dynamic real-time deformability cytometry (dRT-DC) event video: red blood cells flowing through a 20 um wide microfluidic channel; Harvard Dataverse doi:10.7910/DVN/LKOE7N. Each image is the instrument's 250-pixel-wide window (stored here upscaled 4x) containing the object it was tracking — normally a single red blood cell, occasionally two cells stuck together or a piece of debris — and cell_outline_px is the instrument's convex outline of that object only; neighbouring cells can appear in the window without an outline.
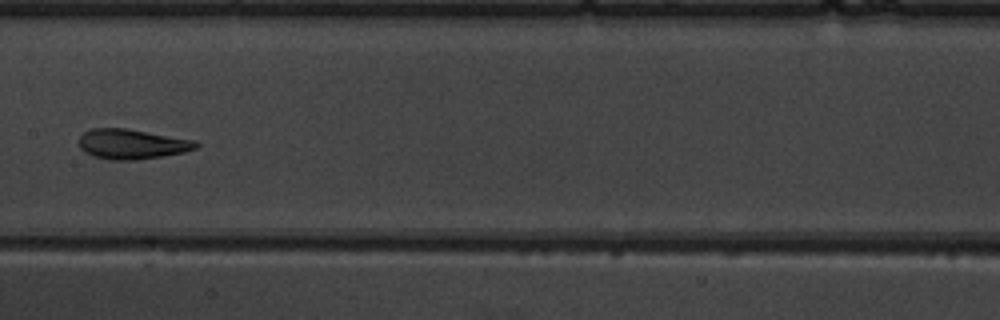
{"species": "common noctule bat (a hibernating species)", "species_latin": "Nyctalus noctula", "temperature_condition": "warm", "stored_images_in_passage": 10, "camera_frame_rate_fps": 3000, "um_per_image_px": 0.085, "animal": {"sex": "male", "body_mass_g": 19.5, "forearm_length_mm": 54.6}, "frame": {"image": 1, "passage_image": 9, "time_ms": 9.333, "image_size_px": [1000, 320], "cell_outline_px": [[200, 144], [196, 148], [184, 152], [136, 160], [108, 160], [84, 152], [80, 148], [80, 136], [84, 132], [92, 128], [124, 128], [196, 140]], "centroid_in_image_um": [11.22, 12.24], "position_along_channel_um": 196.2, "area_um2": 20.29}}
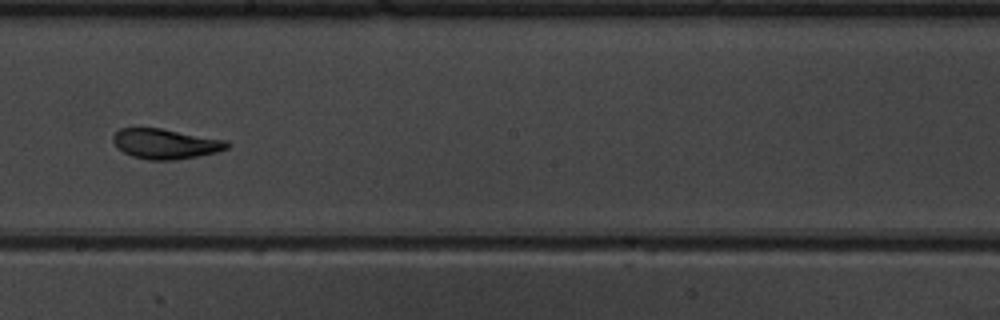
{"frame": {"image": 2, "passage_image": 10, "time_ms": 10.333, "image_size_px": [1000, 320], "cell_outline_px": [[232, 144], [228, 148], [216, 152], [176, 160], [148, 160], [132, 156], [116, 148], [112, 140], [112, 136], [120, 128], [160, 128], [228, 140]], "centroid_in_image_um": [14.07, 12.22], "position_along_channel_um": 234.1, "area_um2": 20.11}}